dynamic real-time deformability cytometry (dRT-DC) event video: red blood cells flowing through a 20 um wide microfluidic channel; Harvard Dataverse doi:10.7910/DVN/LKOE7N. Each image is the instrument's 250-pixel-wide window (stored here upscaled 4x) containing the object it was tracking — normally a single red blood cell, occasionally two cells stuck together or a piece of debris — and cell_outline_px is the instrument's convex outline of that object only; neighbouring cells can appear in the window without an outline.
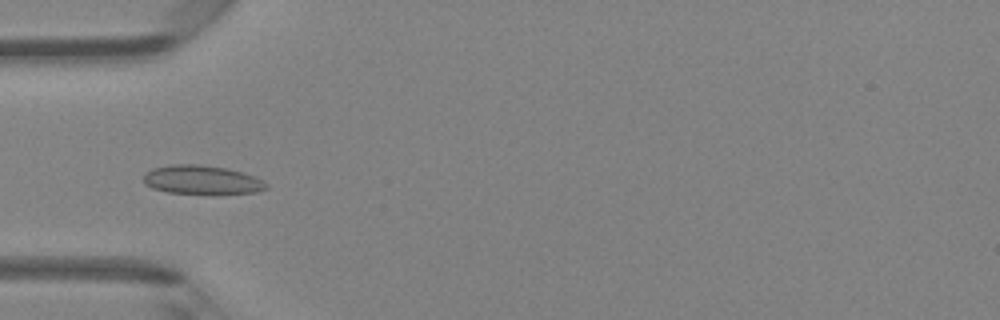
{"species": "Egyptian fruit bat (a non-hibernating species)", "species_latin": "Rousettus aegyptiacus", "temperature_condition": "room temperature", "stored_images_in_passage": 43, "camera_frame_rate_fps": 3000, "um_per_image_px": 0.085, "animal": {"sex": "female"}, "frame": {"image": 1, "passage_image": 11, "time_ms": 3.333, "image_size_px": [1000, 320], "cell_outline_px": [[268, 188], [256, 192], [168, 192], [152, 188], [144, 184], [144, 176], [152, 168], [176, 164], [196, 164], [228, 168], [256, 176], [264, 180], [268, 184]], "centroid_in_image_um": [17.18, 15.26], "position_along_channel_um": 67.8, "area_um2": 20.11}}
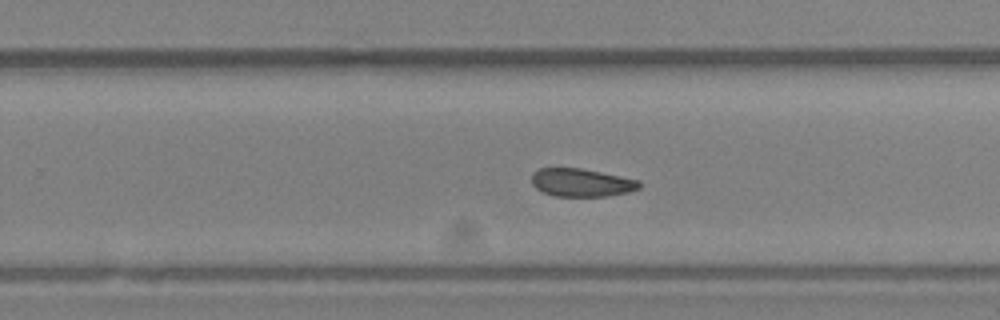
{"frame": {"image": 2, "passage_image": 26, "time_ms": 8.333, "image_size_px": [1000, 320], "cell_outline_px": [[640, 188], [628, 192], [604, 196], [552, 196], [536, 188], [532, 184], [532, 172], [540, 168], [580, 168], [640, 180]], "centroid_in_image_um": [49.4, 15.52], "position_along_channel_um": 280.4, "area_um2": 17.51}}
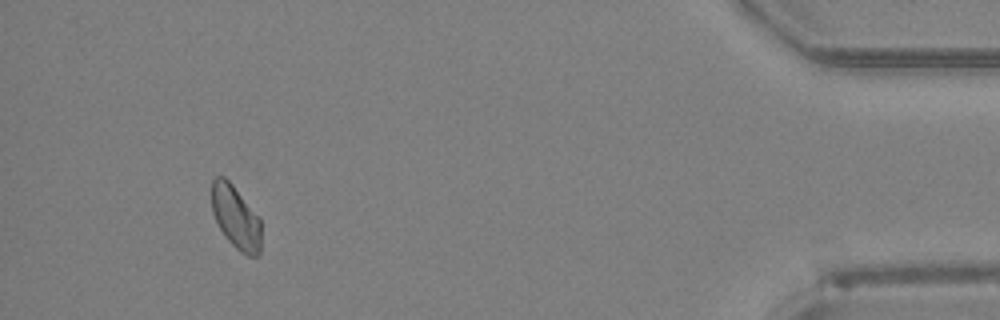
{"frame": {"image": 3, "passage_image": 40, "time_ms": 13.0, "image_size_px": [1000, 320], "cell_outline_px": [[260, 252], [256, 256], [248, 256], [240, 252], [228, 240], [220, 228], [212, 212], [212, 180], [216, 176], [224, 176], [232, 184], [260, 216]], "centroid_in_image_um": [20.05, 18.45], "position_along_channel_um": 415.2, "area_um2": 18.21}, "authors_computed_cell_mechanics": {"area_um2": 18.8428, "velocity_mm_per_s": 4.2818, "shape_relaxation_time_tau1_ms": null, "shape_relaxation_time_tau2_ms": 1.7235, "deformation_change_tau1": null, "deformation_change_tau2": 0.0457}}